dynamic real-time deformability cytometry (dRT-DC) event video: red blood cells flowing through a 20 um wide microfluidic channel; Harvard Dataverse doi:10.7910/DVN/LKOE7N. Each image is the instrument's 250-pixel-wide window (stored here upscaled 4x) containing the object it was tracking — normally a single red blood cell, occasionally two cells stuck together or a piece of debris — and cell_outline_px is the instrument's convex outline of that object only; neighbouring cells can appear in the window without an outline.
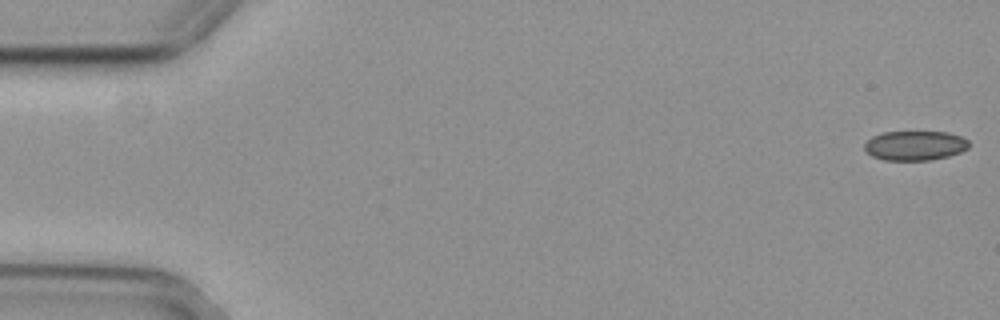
{"species": "common noctule bat (a hibernating species)", "species_latin": "Nyctalus noctula", "temperature_condition": "cold", "stored_images_in_passage": 56, "camera_frame_rate_fps": 3000, "um_per_image_px": 0.085, "animal": {"sex": "female", "body_mass_g": 29.2, "forearm_length_mm": 56.3}, "frame": {"image": 1, "passage_image": 1, "time_ms": 0.0, "image_size_px": [1000, 320], "cell_outline_px": [[968, 148], [960, 152], [948, 156], [928, 160], [884, 160], [872, 156], [864, 148], [864, 144], [872, 136], [884, 132], [948, 132], [960, 136], [968, 140]], "centroid_in_image_um": [77.76, 12.37], "position_along_channel_um": 7.2, "area_um2": 17.86}}
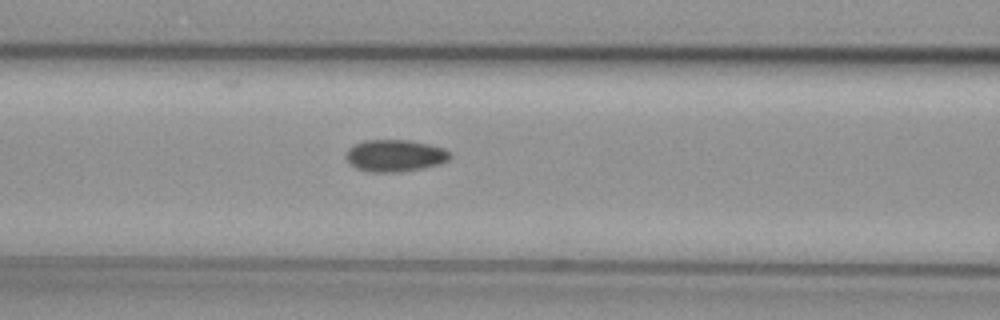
{"frame": {"image": 2, "passage_image": 23, "time_ms": 7.333, "image_size_px": [1000, 320], "cell_outline_px": [[452, 156], [448, 160], [440, 164], [424, 168], [396, 172], [368, 172], [356, 168], [348, 164], [344, 156], [348, 148], [364, 140], [408, 140], [428, 144], [444, 148], [452, 152]], "centroid_in_image_um": [33.56, 13.23], "position_along_channel_um": 133.0, "area_um2": 19.65}}
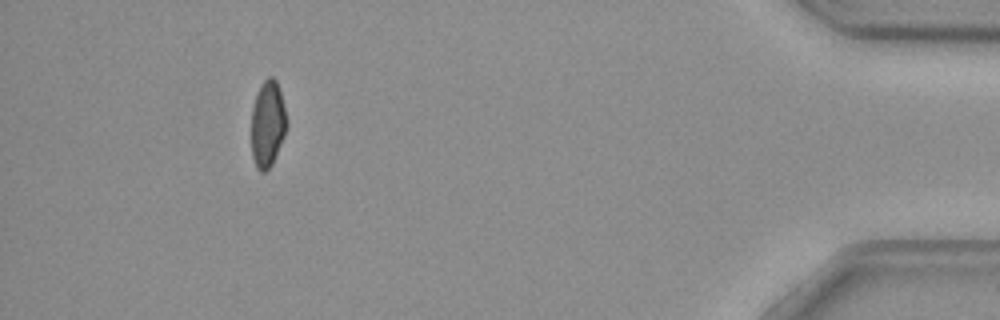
{"frame": {"image": 3, "passage_image": 51, "time_ms": 16.667, "image_size_px": [1000, 320], "cell_outline_px": [[288, 124], [284, 136], [272, 164], [264, 172], [260, 172], [256, 168], [252, 156], [252, 108], [260, 84], [268, 76], [272, 76], [276, 80], [280, 92]], "centroid_in_image_um": [22.75, 10.53], "position_along_channel_um": 412.5, "area_um2": 17.69}, "authors_computed_cell_mechanics": {"area_um2": 19.1029, "velocity_mm_per_s": 3.7061, "shape_relaxation_time_tau1_ms": null, "shape_relaxation_time_tau2_ms": 7.8054, "deformation_change_tau1": null, "deformation_change_tau2": 0.1014}}